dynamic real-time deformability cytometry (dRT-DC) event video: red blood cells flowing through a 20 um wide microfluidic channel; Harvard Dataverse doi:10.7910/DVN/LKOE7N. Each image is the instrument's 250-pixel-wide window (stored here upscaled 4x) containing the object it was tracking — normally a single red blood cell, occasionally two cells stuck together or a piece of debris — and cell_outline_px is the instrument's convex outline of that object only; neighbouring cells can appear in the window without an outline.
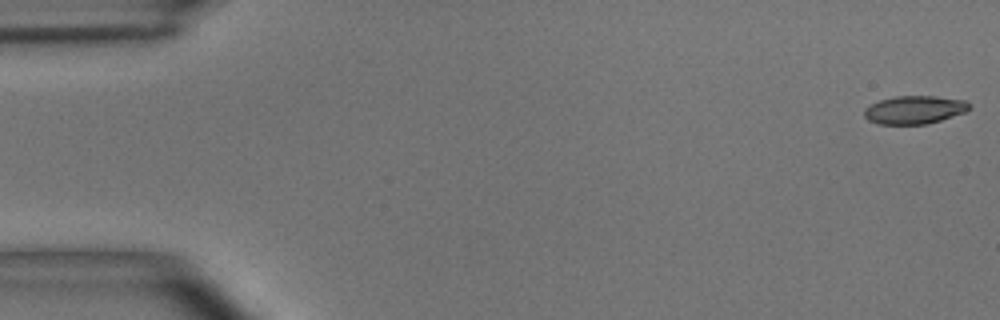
{"species": "common noctule bat (a hibernating species)", "species_latin": "Nyctalus noctula", "temperature_condition": "room temperature", "stored_images_in_passage": 54, "camera_frame_rate_fps": 3000, "um_per_image_px": 0.085, "animal": {"sex": "male", "body_mass_g": 15.6}, "frame": {"image": 1, "passage_image": 1, "time_ms": 0.0, "image_size_px": [1000, 320], "cell_outline_px": [[972, 108], [964, 112], [928, 124], [880, 124], [868, 120], [864, 116], [864, 108], [880, 100], [896, 96], [936, 96], [964, 100], [972, 104]], "centroid_in_image_um": [77.75, 9.33], "position_along_channel_um": 7.3, "area_um2": 17.22}}
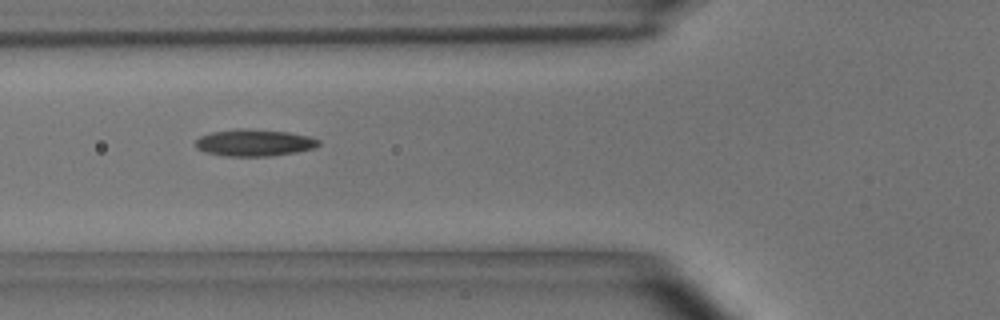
{"frame": {"image": 2, "passage_image": 20, "time_ms": 6.333, "image_size_px": [1000, 320], "cell_outline_px": [[320, 144], [312, 148], [296, 152], [272, 156], [224, 156], [208, 152], [196, 148], [196, 140], [200, 136], [212, 132], [236, 128], [248, 128], [288, 132], [308, 136], [320, 140]], "centroid_in_image_um": [21.61, 12.12], "position_along_channel_um": 104.2, "area_um2": 19.25}}
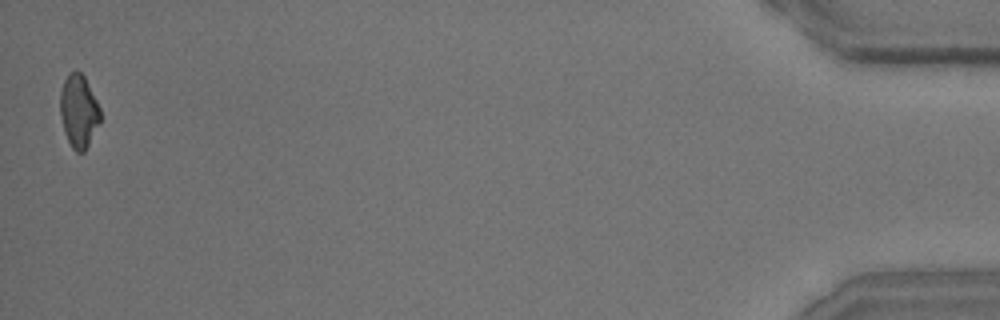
{"frame": {"image": 3, "passage_image": 54, "time_ms": 17.667, "image_size_px": [1000, 320], "cell_outline_px": [[100, 124], [84, 152], [76, 152], [72, 148], [64, 132], [60, 116], [60, 92], [64, 80], [76, 68], [84, 76], [100, 108]], "centroid_in_image_um": [6.69, 9.46], "position_along_channel_um": 428.5, "area_um2": 17.05}, "authors_computed_cell_mechanics": {"area_um2": 18.0625, "velocity_mm_per_s": 3.6581, "shape_relaxation_time_tau1_ms": 5.3692, "shape_relaxation_time_tau2_ms": 3.2391, "deformation_change_tau1": 0.1658, "deformation_change_tau2": 0.1107}}